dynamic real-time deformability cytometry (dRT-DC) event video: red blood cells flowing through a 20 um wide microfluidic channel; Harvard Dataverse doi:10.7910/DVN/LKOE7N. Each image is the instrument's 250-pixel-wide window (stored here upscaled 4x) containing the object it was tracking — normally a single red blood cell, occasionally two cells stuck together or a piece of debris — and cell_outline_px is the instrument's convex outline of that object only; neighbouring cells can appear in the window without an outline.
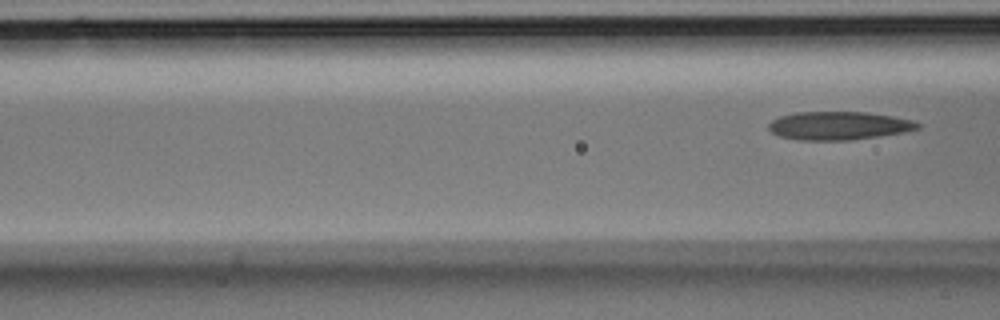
{"species": "Egyptian fruit bat (a non-hibernating species)", "species_latin": "Rousettus aegyptiacus", "temperature_condition": "room temperature", "stored_images_in_passage": 5, "segment_of_instrument_passage": [2, 2], "camera_frame_rate_fps": 3000, "um_per_image_px": 0.085, "animal": {"sex": "male"}, "frame": {"image": 1, "passage_image": 5, "time_ms": 1.333, "image_size_px": [1000, 320], "cell_outline_px": [[920, 128], [904, 132], [852, 140], [796, 140], [780, 136], [772, 132], [768, 128], [768, 124], [772, 120], [780, 116], [796, 112], [868, 112], [892, 116], [912, 120], [920, 124]], "centroid_in_image_um": [71.28, 10.68], "position_along_channel_um": 95.3, "area_um2": 24.57}}